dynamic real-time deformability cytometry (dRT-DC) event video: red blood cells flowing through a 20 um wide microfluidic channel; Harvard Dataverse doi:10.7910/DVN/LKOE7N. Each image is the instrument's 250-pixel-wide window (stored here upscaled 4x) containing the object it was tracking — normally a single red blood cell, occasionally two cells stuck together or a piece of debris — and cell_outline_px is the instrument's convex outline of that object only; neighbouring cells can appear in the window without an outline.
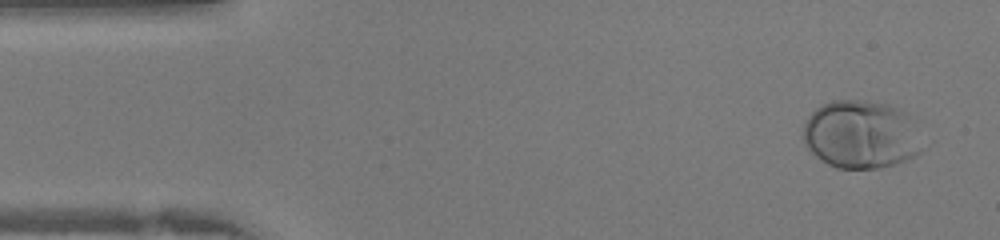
{"species": "human", "species_latin": "Homo sapiens", "temperature_condition": "warm", "stored_images_in_passage": 41, "camera_frame_rate_fps": 3000, "um_per_image_px": 0.085, "donor": {"sex": "female"}, "frame": {"image": 1, "passage_image": 2, "time_ms": 0.333, "image_size_px": [1000, 240], "cell_outline_px": [[932, 140], [928, 148], [904, 160], [892, 164], [876, 168], [836, 168], [828, 164], [816, 156], [804, 144], [804, 124], [808, 116], [816, 108], [832, 100], [864, 100], [888, 104], [900, 108], [908, 112], [912, 116]], "centroid_in_image_um": [73.37, 11.41], "position_along_channel_um": 11.6, "area_um2": 49.01}}
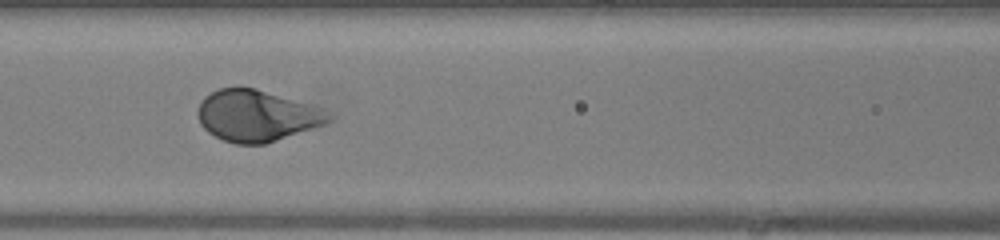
{"frame": {"image": 2, "passage_image": 17, "time_ms": 5.333, "image_size_px": [1000, 240], "cell_outline_px": [[336, 116], [332, 120], [324, 124], [264, 144], [236, 144], [224, 140], [208, 132], [200, 124], [196, 116], [196, 112], [204, 96], [220, 88], [240, 84], [256, 88], [312, 104], [324, 108]], "centroid_in_image_um": [21.83, 9.79], "position_along_channel_um": 144.8, "area_um2": 39.82}}
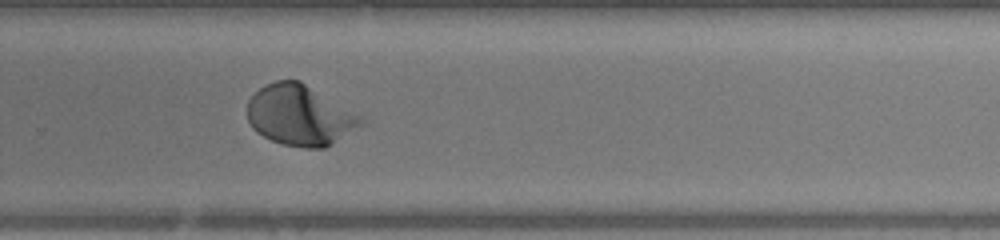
{"frame": {"image": 3, "passage_image": 27, "time_ms": 8.667, "image_size_px": [1000, 240], "cell_outline_px": [[368, 120], [364, 124], [324, 148], [304, 148], [284, 144], [272, 140], [256, 132], [252, 128], [248, 120], [248, 100], [264, 84], [276, 80], [300, 80]], "centroid_in_image_um": [25.49, 9.79], "position_along_channel_um": 304.3, "area_um2": 39.94}}